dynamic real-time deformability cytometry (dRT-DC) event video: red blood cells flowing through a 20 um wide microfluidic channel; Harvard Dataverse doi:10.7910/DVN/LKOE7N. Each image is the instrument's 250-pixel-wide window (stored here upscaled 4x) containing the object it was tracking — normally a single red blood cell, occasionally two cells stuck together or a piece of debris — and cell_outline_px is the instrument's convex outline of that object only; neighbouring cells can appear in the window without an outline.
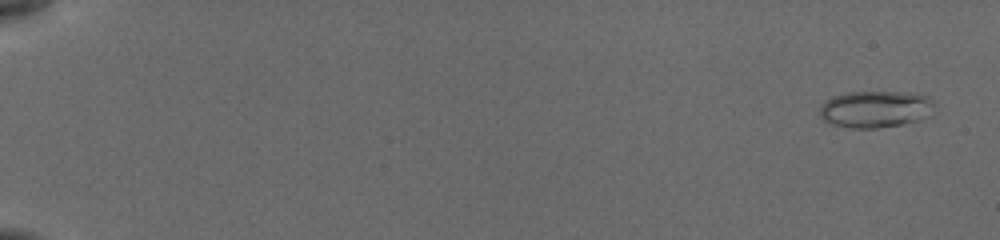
{"species": "common noctule bat (a hibernating species)", "species_latin": "Nyctalus noctula", "temperature_condition": "cold", "stored_images_in_passage": 56, "camera_frame_rate_fps": 3000, "um_per_image_px": 0.085, "animal": {"sex": "female", "body_mass_g": 19.5, "forearm_length_mm": 54.1}, "frame": {"image": 1, "passage_image": 3, "time_ms": 0.667, "image_size_px": [1000, 240], "cell_outline_px": [[936, 104], [916, 120], [900, 124], [876, 128], [852, 128], [832, 124], [824, 120], [820, 116], [820, 108], [832, 96], [848, 92], [900, 92], [928, 96]], "centroid_in_image_um": [74.34, 9.27], "position_along_channel_um": 10.7, "area_um2": 23.93}}
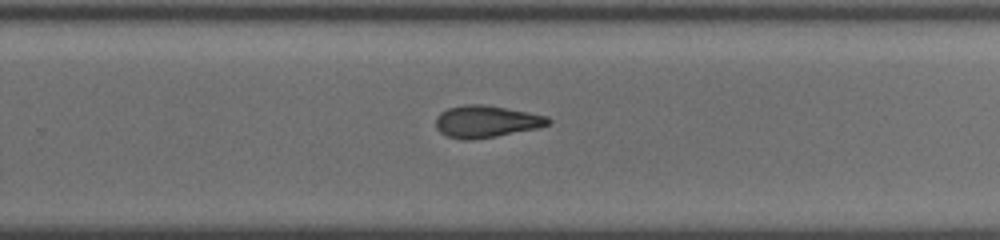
{"frame": {"image": 2, "passage_image": 39, "time_ms": 12.667, "image_size_px": [1000, 240], "cell_outline_px": [[552, 120], [548, 124], [536, 128], [496, 136], [472, 140], [464, 140], [448, 136], [440, 132], [436, 128], [436, 116], [440, 112], [448, 108], [464, 104], [484, 104], [548, 116]], "centroid_in_image_um": [41.29, 10.32], "position_along_channel_um": 288.5, "area_um2": 20.87}}
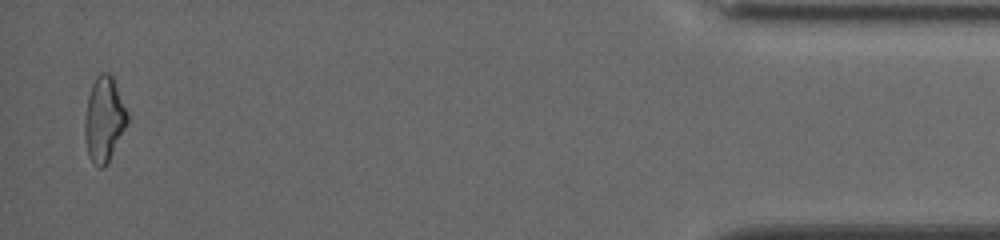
{"frame": {"image": 3, "passage_image": 55, "time_ms": 18.0, "image_size_px": [1000, 240], "cell_outline_px": [[128, 124], [108, 164], [104, 168], [100, 168], [88, 156], [84, 136], [84, 120], [88, 96], [92, 84], [96, 76], [100, 72], [108, 72], [112, 76], [128, 112]], "centroid_in_image_um": [8.85, 10.16], "position_along_channel_um": 426.3, "area_um2": 21.39}, "authors_computed_cell_mechanics": {"area_um2": 21.0103, "velocity_mm_per_s": 3.8772, "shape_relaxation_time_tau1_ms": null, "shape_relaxation_time_tau2_ms": 3.4471, "deformation_change_tau1": null, "deformation_change_tau2": 0.1034}}